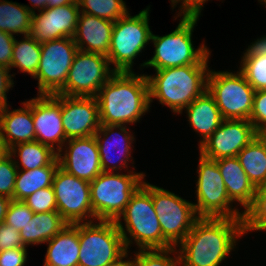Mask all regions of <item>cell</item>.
Wrapping results in <instances>:
<instances>
[{
  "label": "cell",
  "mask_w": 266,
  "mask_h": 266,
  "mask_svg": "<svg viewBox=\"0 0 266 266\" xmlns=\"http://www.w3.org/2000/svg\"><path fill=\"white\" fill-rule=\"evenodd\" d=\"M58 167L59 161L56 157L47 166L28 171L18 170L15 180L14 200L23 201L38 190L51 187Z\"/></svg>",
  "instance_id": "4316f807"
},
{
  "label": "cell",
  "mask_w": 266,
  "mask_h": 266,
  "mask_svg": "<svg viewBox=\"0 0 266 266\" xmlns=\"http://www.w3.org/2000/svg\"><path fill=\"white\" fill-rule=\"evenodd\" d=\"M258 1L261 2L260 4H262L266 7V0H258Z\"/></svg>",
  "instance_id": "f5cc1de1"
},
{
  "label": "cell",
  "mask_w": 266,
  "mask_h": 266,
  "mask_svg": "<svg viewBox=\"0 0 266 266\" xmlns=\"http://www.w3.org/2000/svg\"><path fill=\"white\" fill-rule=\"evenodd\" d=\"M80 12L115 22L128 12L123 0H77Z\"/></svg>",
  "instance_id": "1f68e13d"
},
{
  "label": "cell",
  "mask_w": 266,
  "mask_h": 266,
  "mask_svg": "<svg viewBox=\"0 0 266 266\" xmlns=\"http://www.w3.org/2000/svg\"><path fill=\"white\" fill-rule=\"evenodd\" d=\"M13 45L11 67L18 68L22 73H28L35 77L41 59V43L30 35H24L22 39L16 40Z\"/></svg>",
  "instance_id": "4dcf8cb0"
},
{
  "label": "cell",
  "mask_w": 266,
  "mask_h": 266,
  "mask_svg": "<svg viewBox=\"0 0 266 266\" xmlns=\"http://www.w3.org/2000/svg\"><path fill=\"white\" fill-rule=\"evenodd\" d=\"M257 137L263 142V144L266 146V124L263 125L261 128H259L256 131Z\"/></svg>",
  "instance_id": "f907efd6"
},
{
  "label": "cell",
  "mask_w": 266,
  "mask_h": 266,
  "mask_svg": "<svg viewBox=\"0 0 266 266\" xmlns=\"http://www.w3.org/2000/svg\"><path fill=\"white\" fill-rule=\"evenodd\" d=\"M34 212L23 202L11 200L7 209L4 223L13 226L17 231L31 221Z\"/></svg>",
  "instance_id": "74e56055"
},
{
  "label": "cell",
  "mask_w": 266,
  "mask_h": 266,
  "mask_svg": "<svg viewBox=\"0 0 266 266\" xmlns=\"http://www.w3.org/2000/svg\"><path fill=\"white\" fill-rule=\"evenodd\" d=\"M149 12L150 5L136 15L128 12L114 22L107 58L115 72H134V61L151 43Z\"/></svg>",
  "instance_id": "52a82bcc"
},
{
  "label": "cell",
  "mask_w": 266,
  "mask_h": 266,
  "mask_svg": "<svg viewBox=\"0 0 266 266\" xmlns=\"http://www.w3.org/2000/svg\"><path fill=\"white\" fill-rule=\"evenodd\" d=\"M145 177L144 172H101L90 182L91 206L96 221H116Z\"/></svg>",
  "instance_id": "8992f818"
},
{
  "label": "cell",
  "mask_w": 266,
  "mask_h": 266,
  "mask_svg": "<svg viewBox=\"0 0 266 266\" xmlns=\"http://www.w3.org/2000/svg\"><path fill=\"white\" fill-rule=\"evenodd\" d=\"M68 223L57 212L34 213L31 221L20 231L26 247L41 245L51 240Z\"/></svg>",
  "instance_id": "484cf974"
},
{
  "label": "cell",
  "mask_w": 266,
  "mask_h": 266,
  "mask_svg": "<svg viewBox=\"0 0 266 266\" xmlns=\"http://www.w3.org/2000/svg\"><path fill=\"white\" fill-rule=\"evenodd\" d=\"M152 202L163 235V249L177 247L199 218L192 201L152 184Z\"/></svg>",
  "instance_id": "8fae6325"
},
{
  "label": "cell",
  "mask_w": 266,
  "mask_h": 266,
  "mask_svg": "<svg viewBox=\"0 0 266 266\" xmlns=\"http://www.w3.org/2000/svg\"><path fill=\"white\" fill-rule=\"evenodd\" d=\"M61 116L67 140L93 136L101 125L96 97L61 95Z\"/></svg>",
  "instance_id": "d6986e66"
},
{
  "label": "cell",
  "mask_w": 266,
  "mask_h": 266,
  "mask_svg": "<svg viewBox=\"0 0 266 266\" xmlns=\"http://www.w3.org/2000/svg\"><path fill=\"white\" fill-rule=\"evenodd\" d=\"M266 55V35L255 39L243 52V56Z\"/></svg>",
  "instance_id": "f6af8a7d"
},
{
  "label": "cell",
  "mask_w": 266,
  "mask_h": 266,
  "mask_svg": "<svg viewBox=\"0 0 266 266\" xmlns=\"http://www.w3.org/2000/svg\"><path fill=\"white\" fill-rule=\"evenodd\" d=\"M23 107L13 109L0 107V137L8 149L19 143L36 141L32 119V98L21 102Z\"/></svg>",
  "instance_id": "44dd1931"
},
{
  "label": "cell",
  "mask_w": 266,
  "mask_h": 266,
  "mask_svg": "<svg viewBox=\"0 0 266 266\" xmlns=\"http://www.w3.org/2000/svg\"><path fill=\"white\" fill-rule=\"evenodd\" d=\"M18 247H26L22 241L20 232L4 222L0 224V251Z\"/></svg>",
  "instance_id": "ab89813d"
},
{
  "label": "cell",
  "mask_w": 266,
  "mask_h": 266,
  "mask_svg": "<svg viewBox=\"0 0 266 266\" xmlns=\"http://www.w3.org/2000/svg\"><path fill=\"white\" fill-rule=\"evenodd\" d=\"M129 250H127L122 256H120L116 261L112 262L107 266H135V260L132 256L129 257ZM127 259V260H126Z\"/></svg>",
  "instance_id": "bcb514c9"
},
{
  "label": "cell",
  "mask_w": 266,
  "mask_h": 266,
  "mask_svg": "<svg viewBox=\"0 0 266 266\" xmlns=\"http://www.w3.org/2000/svg\"><path fill=\"white\" fill-rule=\"evenodd\" d=\"M249 121L257 131L266 124V90H256Z\"/></svg>",
  "instance_id": "f35d334b"
},
{
  "label": "cell",
  "mask_w": 266,
  "mask_h": 266,
  "mask_svg": "<svg viewBox=\"0 0 266 266\" xmlns=\"http://www.w3.org/2000/svg\"><path fill=\"white\" fill-rule=\"evenodd\" d=\"M78 266H107L126 251L115 221L79 223Z\"/></svg>",
  "instance_id": "9c48e42d"
},
{
  "label": "cell",
  "mask_w": 266,
  "mask_h": 266,
  "mask_svg": "<svg viewBox=\"0 0 266 266\" xmlns=\"http://www.w3.org/2000/svg\"><path fill=\"white\" fill-rule=\"evenodd\" d=\"M224 180L229 199L242 206L243 212L252 204L256 187L243 170L237 157L216 160Z\"/></svg>",
  "instance_id": "603a6c76"
},
{
  "label": "cell",
  "mask_w": 266,
  "mask_h": 266,
  "mask_svg": "<svg viewBox=\"0 0 266 266\" xmlns=\"http://www.w3.org/2000/svg\"><path fill=\"white\" fill-rule=\"evenodd\" d=\"M101 125H133L150 111L146 74L115 72L97 96Z\"/></svg>",
  "instance_id": "7a4b0ae2"
},
{
  "label": "cell",
  "mask_w": 266,
  "mask_h": 266,
  "mask_svg": "<svg viewBox=\"0 0 266 266\" xmlns=\"http://www.w3.org/2000/svg\"><path fill=\"white\" fill-rule=\"evenodd\" d=\"M209 65H186L155 70L148 75L150 105L157 99L174 114L183 110L207 90Z\"/></svg>",
  "instance_id": "3957f363"
},
{
  "label": "cell",
  "mask_w": 266,
  "mask_h": 266,
  "mask_svg": "<svg viewBox=\"0 0 266 266\" xmlns=\"http://www.w3.org/2000/svg\"><path fill=\"white\" fill-rule=\"evenodd\" d=\"M80 9L78 2L65 6L46 8L32 14L29 35L37 42L57 40L65 37L73 38Z\"/></svg>",
  "instance_id": "ffe728a7"
},
{
  "label": "cell",
  "mask_w": 266,
  "mask_h": 266,
  "mask_svg": "<svg viewBox=\"0 0 266 266\" xmlns=\"http://www.w3.org/2000/svg\"><path fill=\"white\" fill-rule=\"evenodd\" d=\"M11 200L12 199L6 196L0 195V224L5 221L7 209Z\"/></svg>",
  "instance_id": "c3c4849f"
},
{
  "label": "cell",
  "mask_w": 266,
  "mask_h": 266,
  "mask_svg": "<svg viewBox=\"0 0 266 266\" xmlns=\"http://www.w3.org/2000/svg\"><path fill=\"white\" fill-rule=\"evenodd\" d=\"M179 23L175 30L159 36L152 33L151 42L154 46L152 58L140 63V70L152 67L155 70L173 68L186 65H208L211 52L202 42L198 48L193 45V32L199 17L180 15Z\"/></svg>",
  "instance_id": "277c9868"
},
{
  "label": "cell",
  "mask_w": 266,
  "mask_h": 266,
  "mask_svg": "<svg viewBox=\"0 0 266 266\" xmlns=\"http://www.w3.org/2000/svg\"><path fill=\"white\" fill-rule=\"evenodd\" d=\"M52 187L57 212L68 224L96 221L91 206L90 182L79 179L58 167Z\"/></svg>",
  "instance_id": "5bb4252c"
},
{
  "label": "cell",
  "mask_w": 266,
  "mask_h": 266,
  "mask_svg": "<svg viewBox=\"0 0 266 266\" xmlns=\"http://www.w3.org/2000/svg\"><path fill=\"white\" fill-rule=\"evenodd\" d=\"M239 70L254 90H266V55L242 56Z\"/></svg>",
  "instance_id": "e575fe53"
},
{
  "label": "cell",
  "mask_w": 266,
  "mask_h": 266,
  "mask_svg": "<svg viewBox=\"0 0 266 266\" xmlns=\"http://www.w3.org/2000/svg\"><path fill=\"white\" fill-rule=\"evenodd\" d=\"M244 235L242 219L199 217L177 246L180 266H219Z\"/></svg>",
  "instance_id": "6da1fadb"
},
{
  "label": "cell",
  "mask_w": 266,
  "mask_h": 266,
  "mask_svg": "<svg viewBox=\"0 0 266 266\" xmlns=\"http://www.w3.org/2000/svg\"><path fill=\"white\" fill-rule=\"evenodd\" d=\"M209 0H182L178 5L179 11L176 15L201 16L204 4Z\"/></svg>",
  "instance_id": "ee69618b"
},
{
  "label": "cell",
  "mask_w": 266,
  "mask_h": 266,
  "mask_svg": "<svg viewBox=\"0 0 266 266\" xmlns=\"http://www.w3.org/2000/svg\"><path fill=\"white\" fill-rule=\"evenodd\" d=\"M43 266H78L79 223L68 224L48 240Z\"/></svg>",
  "instance_id": "d4e9b609"
},
{
  "label": "cell",
  "mask_w": 266,
  "mask_h": 266,
  "mask_svg": "<svg viewBox=\"0 0 266 266\" xmlns=\"http://www.w3.org/2000/svg\"><path fill=\"white\" fill-rule=\"evenodd\" d=\"M207 91L213 96L223 119L249 120L255 90L238 69L209 70Z\"/></svg>",
  "instance_id": "30bf717a"
},
{
  "label": "cell",
  "mask_w": 266,
  "mask_h": 266,
  "mask_svg": "<svg viewBox=\"0 0 266 266\" xmlns=\"http://www.w3.org/2000/svg\"><path fill=\"white\" fill-rule=\"evenodd\" d=\"M18 169L13 157L8 154L0 161V195L14 200L15 180Z\"/></svg>",
  "instance_id": "8d00e7d4"
},
{
  "label": "cell",
  "mask_w": 266,
  "mask_h": 266,
  "mask_svg": "<svg viewBox=\"0 0 266 266\" xmlns=\"http://www.w3.org/2000/svg\"><path fill=\"white\" fill-rule=\"evenodd\" d=\"M15 37L0 31V65L10 69Z\"/></svg>",
  "instance_id": "b9f144b4"
},
{
  "label": "cell",
  "mask_w": 266,
  "mask_h": 266,
  "mask_svg": "<svg viewBox=\"0 0 266 266\" xmlns=\"http://www.w3.org/2000/svg\"><path fill=\"white\" fill-rule=\"evenodd\" d=\"M32 119L36 141L58 152L67 141L62 125L61 94H37L32 98Z\"/></svg>",
  "instance_id": "ac0fdd59"
},
{
  "label": "cell",
  "mask_w": 266,
  "mask_h": 266,
  "mask_svg": "<svg viewBox=\"0 0 266 266\" xmlns=\"http://www.w3.org/2000/svg\"><path fill=\"white\" fill-rule=\"evenodd\" d=\"M236 157L256 188L266 185V146L257 136Z\"/></svg>",
  "instance_id": "f1b7e54d"
},
{
  "label": "cell",
  "mask_w": 266,
  "mask_h": 266,
  "mask_svg": "<svg viewBox=\"0 0 266 266\" xmlns=\"http://www.w3.org/2000/svg\"><path fill=\"white\" fill-rule=\"evenodd\" d=\"M9 154L18 170L27 171L47 166L57 157L56 151L37 141L16 144L9 149Z\"/></svg>",
  "instance_id": "83f0119b"
},
{
  "label": "cell",
  "mask_w": 266,
  "mask_h": 266,
  "mask_svg": "<svg viewBox=\"0 0 266 266\" xmlns=\"http://www.w3.org/2000/svg\"><path fill=\"white\" fill-rule=\"evenodd\" d=\"M59 167L67 173L88 182L102 171L95 136L67 140L57 152Z\"/></svg>",
  "instance_id": "e0dca14e"
},
{
  "label": "cell",
  "mask_w": 266,
  "mask_h": 266,
  "mask_svg": "<svg viewBox=\"0 0 266 266\" xmlns=\"http://www.w3.org/2000/svg\"><path fill=\"white\" fill-rule=\"evenodd\" d=\"M135 266H180L177 247L134 251Z\"/></svg>",
  "instance_id": "836d02e7"
},
{
  "label": "cell",
  "mask_w": 266,
  "mask_h": 266,
  "mask_svg": "<svg viewBox=\"0 0 266 266\" xmlns=\"http://www.w3.org/2000/svg\"><path fill=\"white\" fill-rule=\"evenodd\" d=\"M115 222L127 250L130 251L131 244H136L138 250L163 249L161 226L152 202V184L145 179Z\"/></svg>",
  "instance_id": "5b68a950"
},
{
  "label": "cell",
  "mask_w": 266,
  "mask_h": 266,
  "mask_svg": "<svg viewBox=\"0 0 266 266\" xmlns=\"http://www.w3.org/2000/svg\"><path fill=\"white\" fill-rule=\"evenodd\" d=\"M114 73L107 56L78 50L65 86L57 94L96 97L101 87Z\"/></svg>",
  "instance_id": "4fadbf2b"
},
{
  "label": "cell",
  "mask_w": 266,
  "mask_h": 266,
  "mask_svg": "<svg viewBox=\"0 0 266 266\" xmlns=\"http://www.w3.org/2000/svg\"><path fill=\"white\" fill-rule=\"evenodd\" d=\"M190 127L199 134L198 147L220 126L223 118L213 96L206 90L185 109Z\"/></svg>",
  "instance_id": "cb8c5ba5"
},
{
  "label": "cell",
  "mask_w": 266,
  "mask_h": 266,
  "mask_svg": "<svg viewBox=\"0 0 266 266\" xmlns=\"http://www.w3.org/2000/svg\"><path fill=\"white\" fill-rule=\"evenodd\" d=\"M77 51L74 39L69 37L41 43V59L33 78L38 81V95L57 94L65 86Z\"/></svg>",
  "instance_id": "7c38bea8"
},
{
  "label": "cell",
  "mask_w": 266,
  "mask_h": 266,
  "mask_svg": "<svg viewBox=\"0 0 266 266\" xmlns=\"http://www.w3.org/2000/svg\"><path fill=\"white\" fill-rule=\"evenodd\" d=\"M130 130L125 125H100L94 136L103 172L134 171L128 169L129 161L132 167L135 163L131 153L136 139Z\"/></svg>",
  "instance_id": "2e32d148"
},
{
  "label": "cell",
  "mask_w": 266,
  "mask_h": 266,
  "mask_svg": "<svg viewBox=\"0 0 266 266\" xmlns=\"http://www.w3.org/2000/svg\"><path fill=\"white\" fill-rule=\"evenodd\" d=\"M28 1L31 7L29 5H24V6L27 7L32 14L35 13V9L38 10L39 12L47 8L48 0H28Z\"/></svg>",
  "instance_id": "7dc6e473"
},
{
  "label": "cell",
  "mask_w": 266,
  "mask_h": 266,
  "mask_svg": "<svg viewBox=\"0 0 266 266\" xmlns=\"http://www.w3.org/2000/svg\"><path fill=\"white\" fill-rule=\"evenodd\" d=\"M28 247H18L0 251V266H25Z\"/></svg>",
  "instance_id": "60d3db41"
},
{
  "label": "cell",
  "mask_w": 266,
  "mask_h": 266,
  "mask_svg": "<svg viewBox=\"0 0 266 266\" xmlns=\"http://www.w3.org/2000/svg\"><path fill=\"white\" fill-rule=\"evenodd\" d=\"M114 22L80 12L73 36L78 50L108 56Z\"/></svg>",
  "instance_id": "7402d4cb"
},
{
  "label": "cell",
  "mask_w": 266,
  "mask_h": 266,
  "mask_svg": "<svg viewBox=\"0 0 266 266\" xmlns=\"http://www.w3.org/2000/svg\"><path fill=\"white\" fill-rule=\"evenodd\" d=\"M32 13L24 4L0 0V31L10 35H29Z\"/></svg>",
  "instance_id": "f546056e"
},
{
  "label": "cell",
  "mask_w": 266,
  "mask_h": 266,
  "mask_svg": "<svg viewBox=\"0 0 266 266\" xmlns=\"http://www.w3.org/2000/svg\"><path fill=\"white\" fill-rule=\"evenodd\" d=\"M256 136L249 120L223 119L216 131L198 147L199 154L212 160L236 157Z\"/></svg>",
  "instance_id": "9a60e30c"
},
{
  "label": "cell",
  "mask_w": 266,
  "mask_h": 266,
  "mask_svg": "<svg viewBox=\"0 0 266 266\" xmlns=\"http://www.w3.org/2000/svg\"><path fill=\"white\" fill-rule=\"evenodd\" d=\"M244 234L248 232H266V187L256 189L252 204L243 212Z\"/></svg>",
  "instance_id": "d6a6232c"
},
{
  "label": "cell",
  "mask_w": 266,
  "mask_h": 266,
  "mask_svg": "<svg viewBox=\"0 0 266 266\" xmlns=\"http://www.w3.org/2000/svg\"><path fill=\"white\" fill-rule=\"evenodd\" d=\"M9 154V149L5 145L4 141L0 137V161L3 160Z\"/></svg>",
  "instance_id": "816d5d0a"
},
{
  "label": "cell",
  "mask_w": 266,
  "mask_h": 266,
  "mask_svg": "<svg viewBox=\"0 0 266 266\" xmlns=\"http://www.w3.org/2000/svg\"><path fill=\"white\" fill-rule=\"evenodd\" d=\"M77 0H48L47 8H55L75 3Z\"/></svg>",
  "instance_id": "681fc988"
},
{
  "label": "cell",
  "mask_w": 266,
  "mask_h": 266,
  "mask_svg": "<svg viewBox=\"0 0 266 266\" xmlns=\"http://www.w3.org/2000/svg\"><path fill=\"white\" fill-rule=\"evenodd\" d=\"M196 170V203L193 202L198 217L242 219L243 211L233 206L229 199L223 177L216 160L199 154Z\"/></svg>",
  "instance_id": "ba28073f"
},
{
  "label": "cell",
  "mask_w": 266,
  "mask_h": 266,
  "mask_svg": "<svg viewBox=\"0 0 266 266\" xmlns=\"http://www.w3.org/2000/svg\"><path fill=\"white\" fill-rule=\"evenodd\" d=\"M23 202L34 213L57 211L56 197L52 186L34 192L32 195L24 199Z\"/></svg>",
  "instance_id": "d590c367"
},
{
  "label": "cell",
  "mask_w": 266,
  "mask_h": 266,
  "mask_svg": "<svg viewBox=\"0 0 266 266\" xmlns=\"http://www.w3.org/2000/svg\"><path fill=\"white\" fill-rule=\"evenodd\" d=\"M11 70L5 66L0 65V107L10 105L7 101V94L14 86L15 74H9Z\"/></svg>",
  "instance_id": "7bdbcfd3"
}]
</instances>
